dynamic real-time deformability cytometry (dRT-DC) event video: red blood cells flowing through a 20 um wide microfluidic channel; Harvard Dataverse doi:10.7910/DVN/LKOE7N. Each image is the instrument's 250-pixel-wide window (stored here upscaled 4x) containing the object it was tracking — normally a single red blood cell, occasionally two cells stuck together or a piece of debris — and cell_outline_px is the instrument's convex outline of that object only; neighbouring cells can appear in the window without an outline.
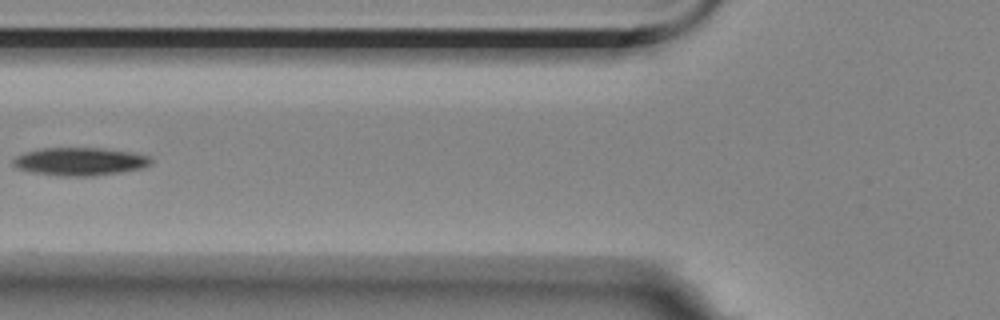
{"species": "Egyptian fruit bat (a non-hibernating species)", "species_latin": "Rousettus aegyptiacus", "temperature_condition": "room temperature", "stored_images_in_passage": 7, "camera_frame_rate_fps": 3000, "um_per_image_px": 0.085, "animal": {"sex": "female"}, "frame": {"image": 1, "passage_image": 2, "time_ms": 1.333, "image_size_px": [1000, 320], "cell_outline_px": [[152, 164], [144, 168], [120, 172], [92, 176], [60, 176], [32, 172], [16, 168], [12, 164], [12, 160], [16, 156], [24, 152], [40, 148], [104, 148], [132, 152], [148, 156], [152, 160]], "centroid_in_image_um": [6.78, 13.72], "position_along_channel_um": 119.0, "area_um2": 22.66}}
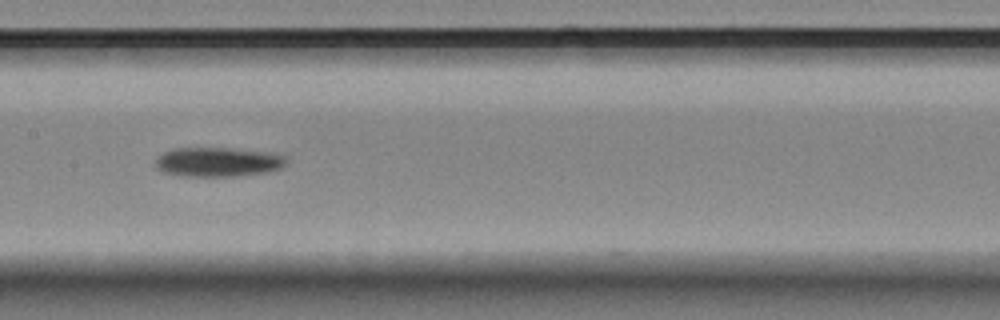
{"frame": {"image": 2, "passage_image": 4, "time_ms": 3.333, "image_size_px": [1000, 320], "cell_outline_px": [[288, 164], [284, 168], [268, 172], [236, 176], [180, 176], [160, 172], [156, 168], [156, 156], [164, 152], [176, 148], [232, 148], [272, 152], [288, 156]], "centroid_in_image_um": [18.59, 13.77], "position_along_channel_um": 188.8, "area_um2": 23.0}}
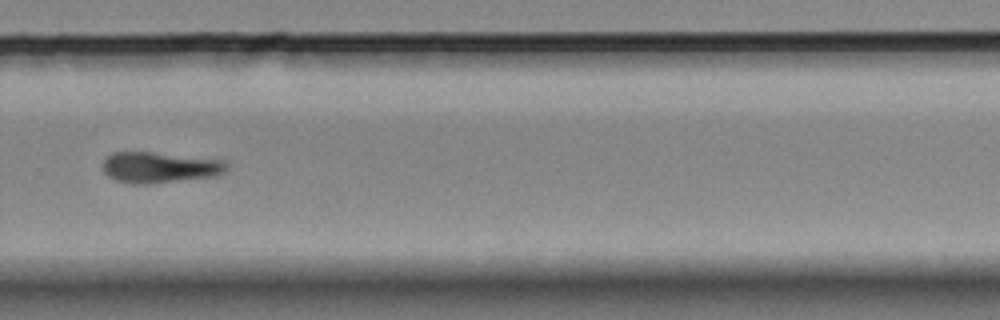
{"frame": {"image": 3, "passage_image": 7, "time_ms": 7.0, "image_size_px": [1000, 320], "cell_outline_px": [[228, 172], [216, 176], [148, 184], [132, 184], [116, 180], [108, 176], [104, 172], [104, 160], [112, 152], [152, 152], [224, 160], [228, 164]], "centroid_in_image_um": [13.61, 14.23], "position_along_channel_um": 316.2, "area_um2": 22.37}}